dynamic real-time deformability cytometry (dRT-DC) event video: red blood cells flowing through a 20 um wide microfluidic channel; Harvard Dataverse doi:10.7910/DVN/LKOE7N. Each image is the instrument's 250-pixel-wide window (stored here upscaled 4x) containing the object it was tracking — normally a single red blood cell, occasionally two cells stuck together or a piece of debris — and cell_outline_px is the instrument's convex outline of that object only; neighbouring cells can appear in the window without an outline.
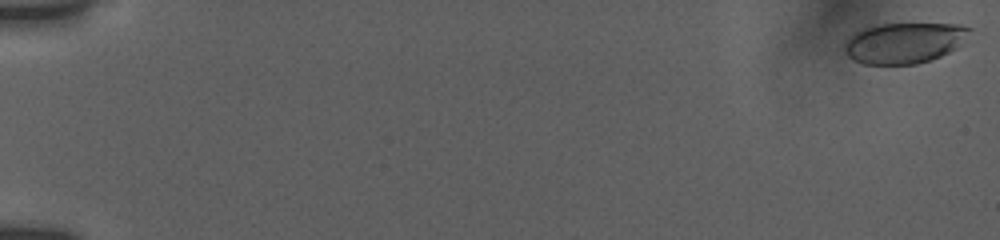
{"species": "human", "species_latin": "Homo sapiens", "temperature_condition": "room temperature", "stored_images_in_passage": 34, "camera_frame_rate_fps": 3000, "um_per_image_px": 0.085, "donor": {"sex": "female"}, "frame": {"image": 1, "passage_image": 1, "time_ms": 0.0, "image_size_px": [1000, 240], "cell_outline_px": [[972, 28], [956, 48], [940, 56], [916, 64], [864, 64], [848, 56], [844, 48], [844, 44], [856, 32], [864, 28], [880, 24], [960, 24]], "centroid_in_image_um": [76.86, 3.64], "position_along_channel_um": 8.1, "area_um2": 29.13}}
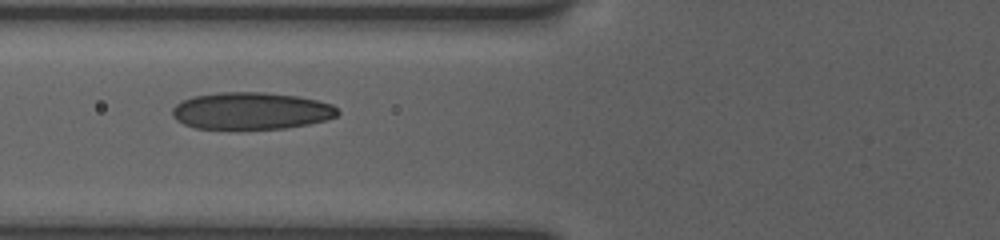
{"frame": {"image": 2, "passage_image": 25, "time_ms": 7.667, "image_size_px": [1000, 240], "cell_outline_px": [[340, 112], [336, 116], [324, 120], [308, 124], [284, 128], [196, 128], [184, 124], [176, 120], [172, 116], [172, 108], [176, 104], [192, 96], [220, 92], [264, 92], [296, 96], [316, 100], [332, 104]], "centroid_in_image_um": [21.32, 9.41], "position_along_channel_um": 104.5, "area_um2": 35.43}}
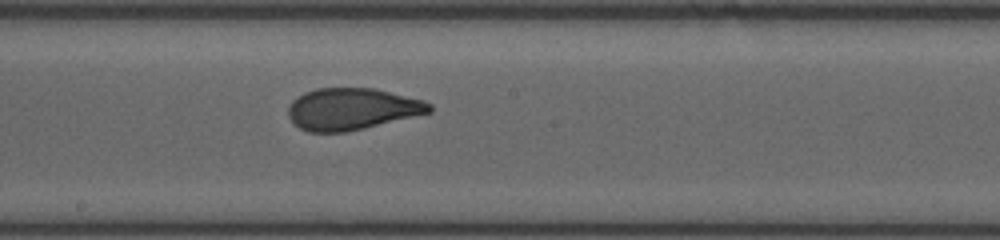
{"frame": {"image": 3, "passage_image": 34, "time_ms": 10.667, "image_size_px": [1000, 240], "cell_outline_px": [[432, 112], [344, 132], [308, 132], [300, 128], [288, 116], [288, 108], [292, 100], [304, 92], [316, 88], [376, 88], [424, 100], [432, 104]], "centroid_in_image_um": [29.91, 9.24], "position_along_channel_um": 218.3, "area_um2": 34.22}}